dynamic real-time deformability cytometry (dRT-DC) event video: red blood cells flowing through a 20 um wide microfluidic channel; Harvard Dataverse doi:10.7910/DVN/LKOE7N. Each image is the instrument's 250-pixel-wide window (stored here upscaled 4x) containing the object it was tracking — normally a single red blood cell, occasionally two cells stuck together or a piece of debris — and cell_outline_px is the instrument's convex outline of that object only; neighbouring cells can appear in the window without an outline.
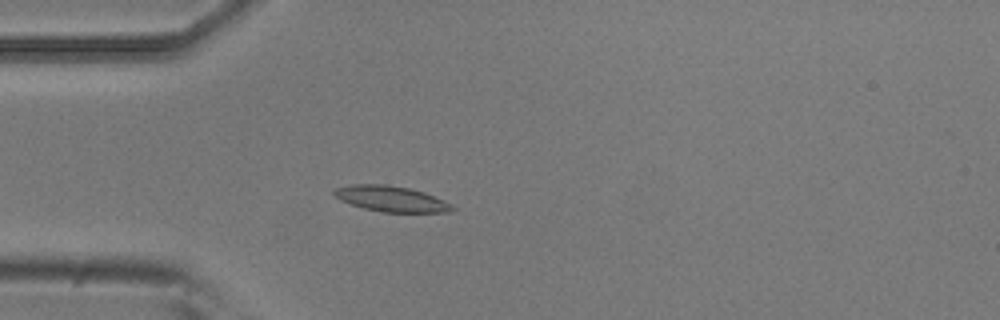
{"species": "common noctule bat (a hibernating species)", "species_latin": "Nyctalus noctula", "temperature_condition": "room temperature", "stored_images_in_passage": 4, "camera_frame_rate_fps": 3000, "um_per_image_px": 0.085, "animal": {"sex": "male", "body_mass_g": 20.5, "forearm_length_mm": 52.5}, "frame": {"image": 1, "passage_image": 4, "time_ms": 1.0, "image_size_px": [1000, 320], "cell_outline_px": [[456, 208], [444, 212], [384, 212], [364, 208], [340, 200], [332, 192], [336, 188], [352, 184], [384, 184], [408, 188], [424, 192], [444, 200], [452, 204]], "centroid_in_image_um": [33.25, 16.89], "position_along_channel_um": 51.8, "area_um2": 17.46}}